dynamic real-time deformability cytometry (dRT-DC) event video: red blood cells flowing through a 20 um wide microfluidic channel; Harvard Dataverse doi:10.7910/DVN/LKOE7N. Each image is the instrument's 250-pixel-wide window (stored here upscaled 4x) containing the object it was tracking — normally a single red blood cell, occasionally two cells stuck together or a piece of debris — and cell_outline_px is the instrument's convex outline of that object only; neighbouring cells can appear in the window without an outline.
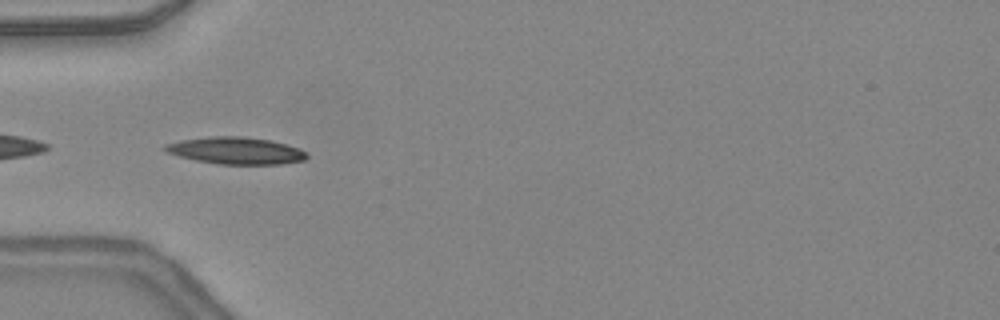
{"species": "common noctule bat (a hibernating species)", "species_latin": "Nyctalus noctula", "temperature_condition": "warm", "stored_images_in_passage": 9, "camera_frame_rate_fps": 3000, "um_per_image_px": 0.085, "animal": {"sex": "female", "body_mass_g": 24.6, "forearm_length_mm": 56.2}, "frame": {"image": 1, "passage_image": 1, "time_ms": 0.0, "image_size_px": [1000, 320], "cell_outline_px": [[308, 156], [304, 160], [280, 164], [220, 164], [196, 160], [180, 156], [168, 152], [160, 148], [164, 144], [180, 140], [212, 136], [244, 136], [272, 140], [300, 148]], "centroid_in_image_um": [20.03, 12.79], "position_along_channel_um": 65.0, "area_um2": 22.31}}
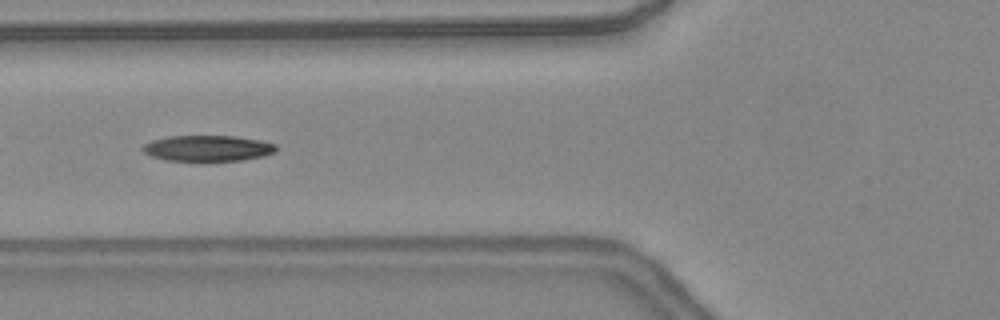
{"frame": {"image": 2, "passage_image": 4, "time_ms": 1.0, "image_size_px": [1000, 320], "cell_outline_px": [[276, 152], [264, 156], [244, 160], [168, 160], [152, 156], [144, 152], [140, 148], [144, 144], [152, 140], [168, 136], [236, 136], [260, 140], [276, 144]], "centroid_in_image_um": [17.68, 12.59], "position_along_channel_um": 108.1, "area_um2": 20.0}}
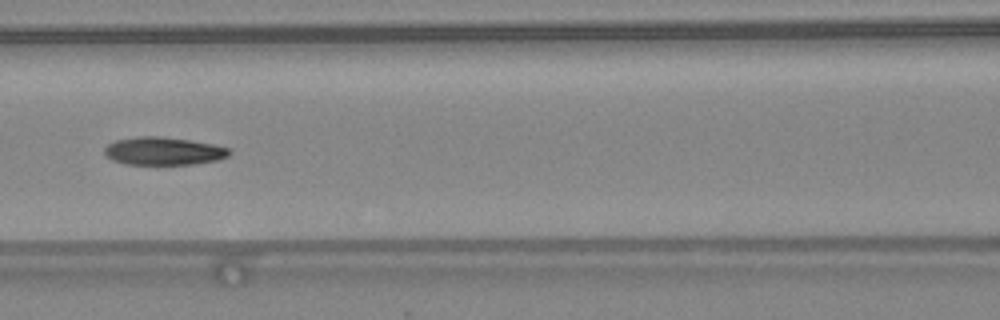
{"frame": {"image": 3, "passage_image": 7, "time_ms": 2.0, "image_size_px": [1000, 320], "cell_outline_px": [[232, 152], [228, 156], [216, 160], [192, 164], [124, 164], [112, 160], [104, 152], [104, 148], [108, 144], [116, 140], [140, 136], [160, 136], [188, 140], [212, 144], [228, 148]], "centroid_in_image_um": [13.88, 12.84], "position_along_channel_um": 152.7, "area_um2": 20.11}}